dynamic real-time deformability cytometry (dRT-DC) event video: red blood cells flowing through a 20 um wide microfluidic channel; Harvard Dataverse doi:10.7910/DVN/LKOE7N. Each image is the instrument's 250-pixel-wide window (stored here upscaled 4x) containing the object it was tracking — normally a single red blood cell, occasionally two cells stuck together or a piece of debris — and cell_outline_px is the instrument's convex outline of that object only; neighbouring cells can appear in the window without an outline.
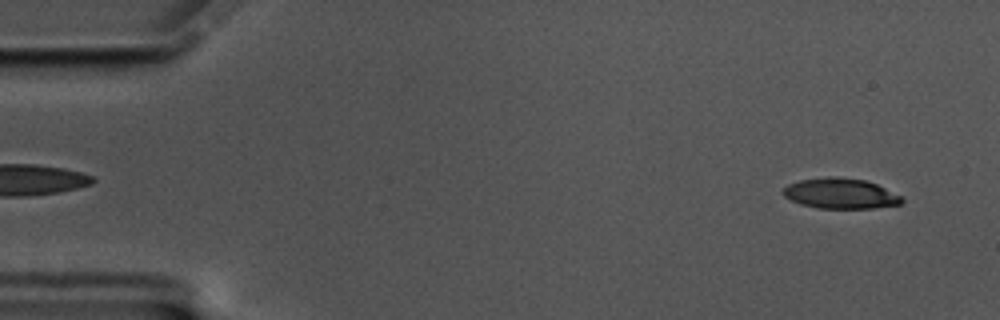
{"species": "common noctule bat (a hibernating species)", "species_latin": "Nyctalus noctula", "temperature_condition": "cold", "stored_images_in_passage": 15, "camera_frame_rate_fps": 3000, "um_per_image_px": 0.085, "animal": {"sex": "male", "body_mass_g": 17.5, "forearm_length_mm": 52.3}, "frame": {"image": 1, "passage_image": 3, "time_ms": 0.667, "image_size_px": [1000, 320], "cell_outline_px": [[904, 200], [900, 204], [872, 208], [820, 208], [800, 204], [784, 196], [780, 192], [788, 184], [800, 180], [828, 176], [832, 176], [864, 180], [876, 184], [900, 196]], "centroid_in_image_um": [71.39, 16.44], "position_along_channel_um": 13.6, "area_um2": 20.81}}
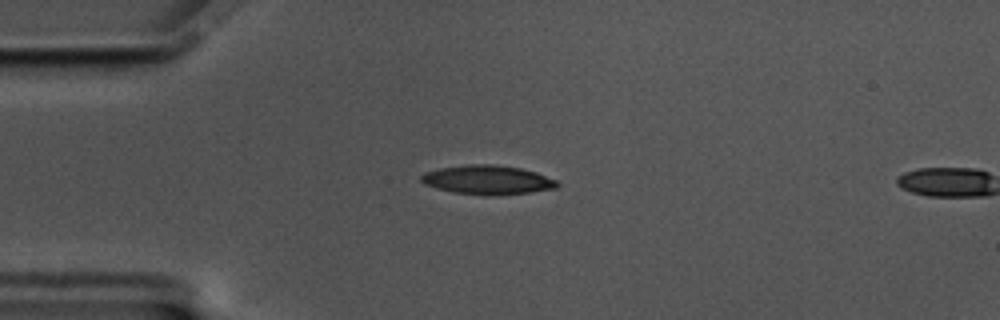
{"frame": {"image": 2, "passage_image": 14, "time_ms": 4.333, "image_size_px": [1000, 320], "cell_outline_px": [[560, 184], [556, 188], [532, 192], [488, 196], [484, 196], [452, 192], [436, 188], [424, 184], [420, 180], [420, 176], [424, 172], [440, 168], [468, 164], [492, 164], [520, 168], [536, 172], [556, 180]], "centroid_in_image_um": [41.42, 15.3], "position_along_channel_um": 43.6, "area_um2": 23.24}}